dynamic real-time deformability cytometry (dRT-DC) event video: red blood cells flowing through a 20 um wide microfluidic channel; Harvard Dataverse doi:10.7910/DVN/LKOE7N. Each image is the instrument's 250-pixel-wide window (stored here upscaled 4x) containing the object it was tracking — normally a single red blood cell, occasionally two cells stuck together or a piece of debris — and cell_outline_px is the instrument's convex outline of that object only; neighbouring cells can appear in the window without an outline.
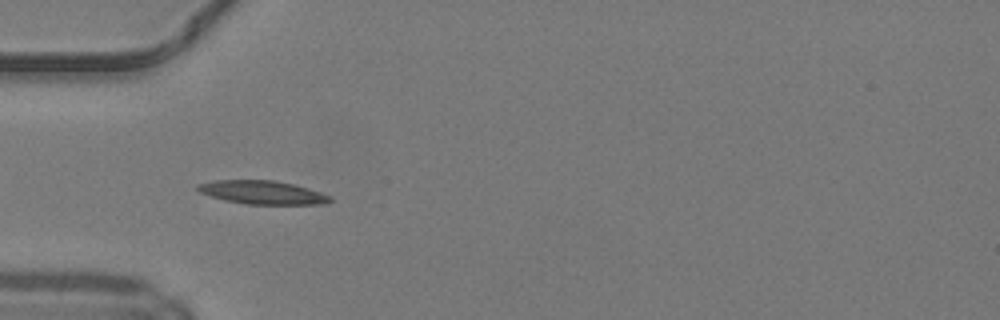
{"species": "common noctule bat (a hibernating species)", "species_latin": "Nyctalus noctula", "temperature_condition": "warm", "stored_images_in_passage": 19, "camera_frame_rate_fps": 3000, "um_per_image_px": 0.085, "animal": {"sex": "male", "body_mass_g": 19.2, "forearm_length_mm": 51.8}, "frame": {"image": 1, "passage_image": 3, "time_ms": 0.667, "image_size_px": [1000, 320], "cell_outline_px": [[332, 200], [324, 204], [248, 204], [224, 200], [200, 192], [196, 188], [196, 184], [212, 180], [276, 180], [308, 188], [332, 196]], "centroid_in_image_um": [22.3, 16.35], "position_along_channel_um": 62.7, "area_um2": 18.09}}
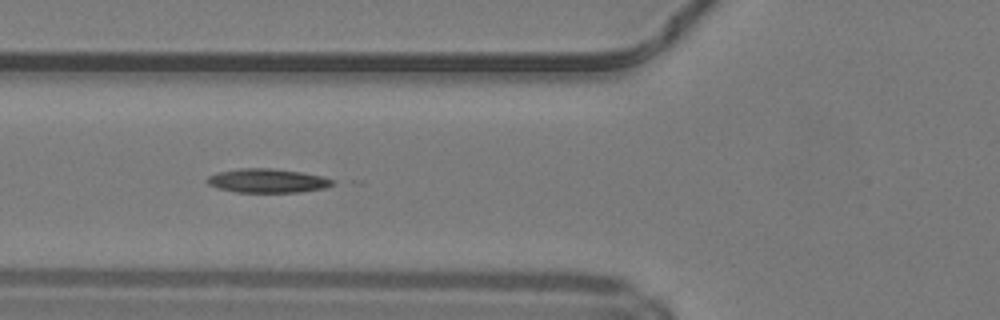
{"frame": {"image": 2, "passage_image": 6, "time_ms": 1.667, "image_size_px": [1000, 320], "cell_outline_px": [[336, 180], [332, 184], [324, 188], [300, 192], [236, 192], [220, 188], [208, 184], [204, 180], [208, 176], [220, 172], [240, 168], [272, 168], [300, 172], [320, 176]], "centroid_in_image_um": [22.72, 15.36], "position_along_channel_um": 103.1, "area_um2": 17.34}}
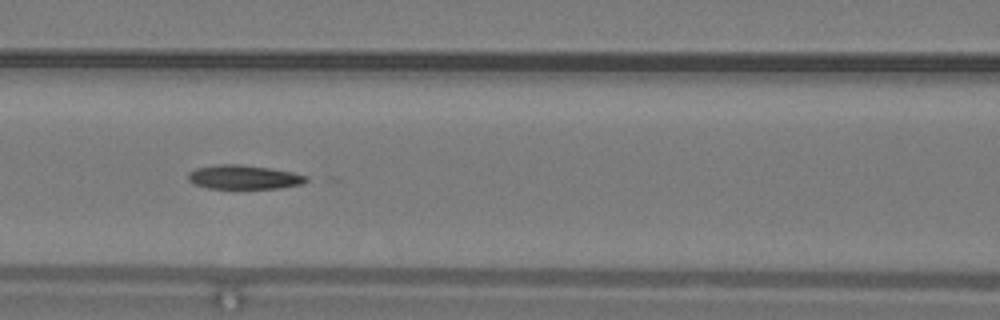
{"frame": {"image": 3, "passage_image": 9, "time_ms": 2.667, "image_size_px": [1000, 320], "cell_outline_px": [[308, 180], [300, 184], [280, 188], [208, 188], [196, 184], [188, 180], [188, 172], [196, 168], [216, 164], [240, 164], [268, 168], [292, 172], [308, 176]], "centroid_in_image_um": [20.71, 15.05], "position_along_channel_um": 145.9, "area_um2": 16.42}}